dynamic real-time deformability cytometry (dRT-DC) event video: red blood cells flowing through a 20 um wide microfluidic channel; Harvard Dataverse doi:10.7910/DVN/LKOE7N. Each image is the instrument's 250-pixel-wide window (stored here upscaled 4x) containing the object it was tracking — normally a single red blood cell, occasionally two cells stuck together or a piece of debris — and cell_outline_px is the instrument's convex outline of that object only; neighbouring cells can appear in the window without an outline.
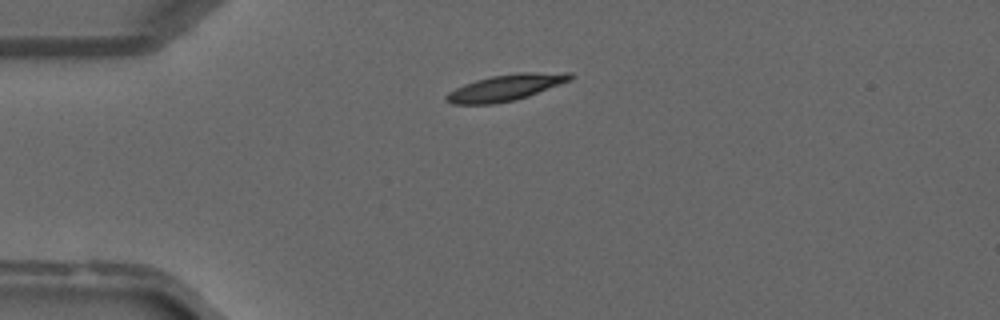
{"species": "common noctule bat (a hibernating species)", "species_latin": "Nyctalus noctula", "temperature_condition": "warm", "stored_images_in_passage": 33, "camera_frame_rate_fps": 3000, "um_per_image_px": 0.085, "animal": {"sex": "male", "forearm_length_mm": 52.5}, "frame": {"image": 1, "passage_image": 2, "time_ms": 0.333, "image_size_px": [1000, 320], "cell_outline_px": [[576, 76], [572, 80], [528, 96], [516, 100], [496, 104], [452, 104], [444, 100], [444, 96], [448, 92], [464, 84], [476, 80], [492, 76], [520, 72], [572, 72]], "centroid_in_image_um": [43.02, 7.44], "position_along_channel_um": 42.0, "area_um2": 19.25}}
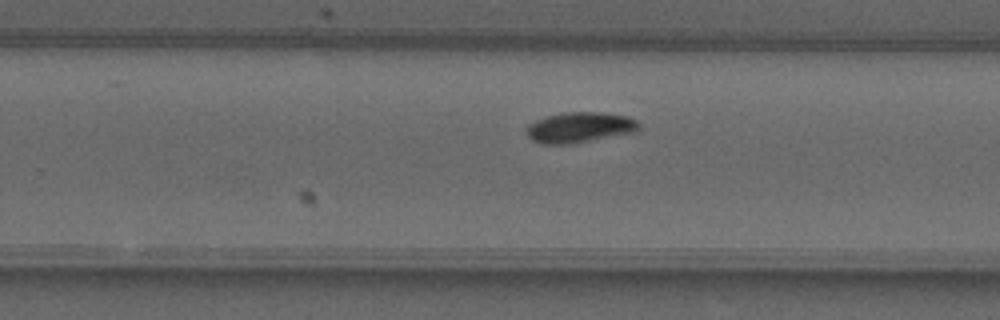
{"frame": {"image": 2, "passage_image": 18, "time_ms": 5.667, "image_size_px": [1000, 320], "cell_outline_px": [[640, 124], [636, 132], [572, 144], [544, 144], [532, 140], [528, 136], [528, 124], [536, 120], [548, 116], [564, 112], [600, 112], [628, 116], [636, 120]], "centroid_in_image_um": [49.3, 10.83], "position_along_channel_um": 280.5, "area_um2": 19.94}}
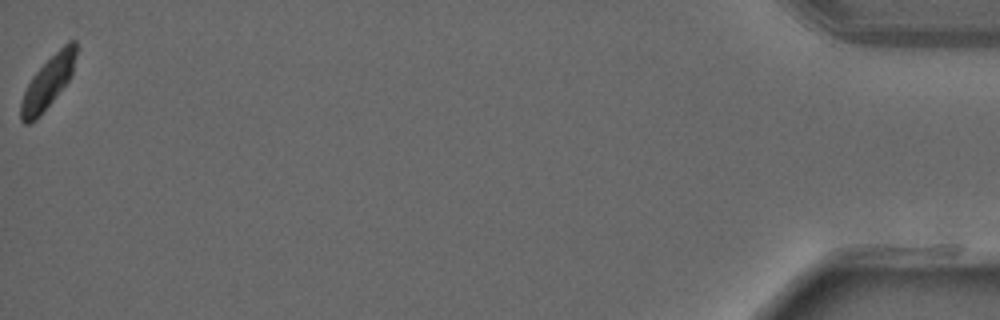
{"frame": {"image": 3, "passage_image": 33, "time_ms": 10.667, "image_size_px": [1000, 320], "cell_outline_px": [[76, 56], [72, 76], [40, 116], [36, 120], [28, 124], [24, 124], [20, 120], [20, 100], [32, 76], [68, 40], [76, 40]], "centroid_in_image_um": [4.07, 7.03], "position_along_channel_um": 431.1, "area_um2": 16.65}}